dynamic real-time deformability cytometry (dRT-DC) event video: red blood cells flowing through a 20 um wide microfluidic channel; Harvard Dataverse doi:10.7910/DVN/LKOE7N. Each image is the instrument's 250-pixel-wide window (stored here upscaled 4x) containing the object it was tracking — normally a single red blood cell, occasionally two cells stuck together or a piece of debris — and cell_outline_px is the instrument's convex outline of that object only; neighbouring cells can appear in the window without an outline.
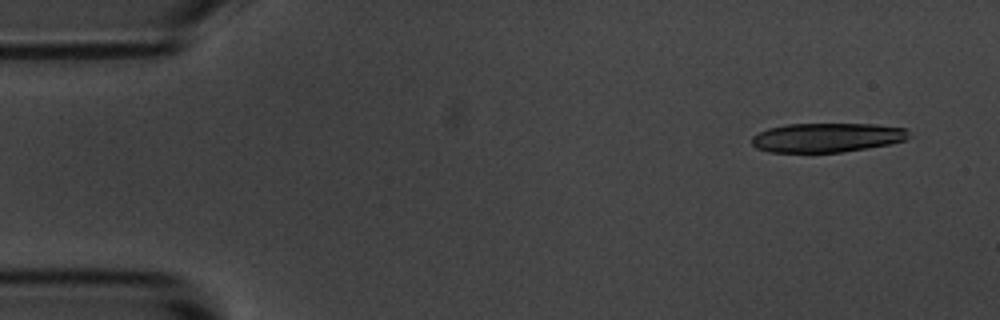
{"species": "common noctule bat (a hibernating species)", "species_latin": "Nyctalus noctula", "temperature_condition": "room temperature", "stored_images_in_passage": 6, "camera_frame_rate_fps": 3000, "um_per_image_px": 0.085, "animal": {"sex": "male", "body_mass_g": 20.1, "forearm_length_mm": 53.5}, "frame": {"image": 1, "passage_image": 2, "time_ms": 1.0, "image_size_px": [1000, 320], "cell_outline_px": [[908, 136], [904, 140], [888, 144], [840, 152], [768, 152], [756, 148], [752, 144], [752, 136], [768, 128], [788, 124], [876, 124], [908, 128]], "centroid_in_image_um": [70.26, 11.68], "position_along_channel_um": 14.7, "area_um2": 26.59}}